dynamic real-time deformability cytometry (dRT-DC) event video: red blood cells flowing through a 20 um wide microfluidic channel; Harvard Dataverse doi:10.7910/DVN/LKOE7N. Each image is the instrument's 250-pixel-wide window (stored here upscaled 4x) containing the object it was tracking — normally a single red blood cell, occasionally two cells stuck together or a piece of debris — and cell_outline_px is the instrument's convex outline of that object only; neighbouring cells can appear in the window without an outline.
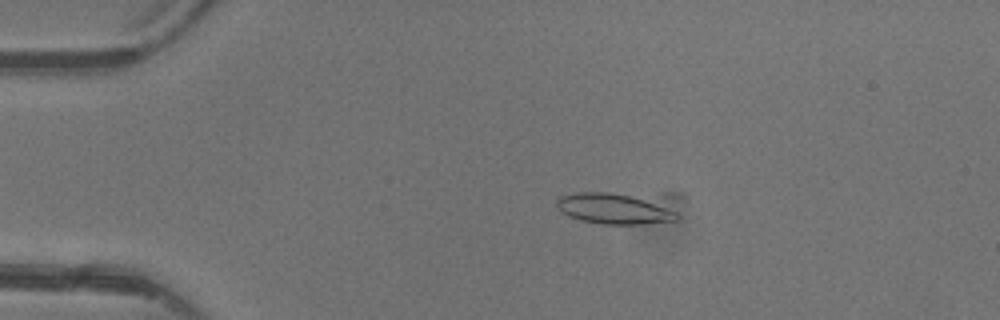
{"species": "common noctule bat (a hibernating species)", "species_latin": "Nyctalus noctula", "temperature_condition": "warm", "stored_images_in_passage": 4, "camera_frame_rate_fps": 3000, "um_per_image_px": 0.085, "animal": {"sex": "female"}, "frame": {"image": 1, "passage_image": 2, "time_ms": 1.0, "image_size_px": [1000, 320], "cell_outline_px": [[684, 196], [680, 216], [676, 220], [640, 224], [600, 224], [580, 220], [568, 216], [560, 212], [556, 204], [556, 200], [560, 196], [576, 192], [680, 192]], "centroid_in_image_um": [52.86, 17.59], "position_along_channel_um": 32.1, "area_um2": 26.07}}